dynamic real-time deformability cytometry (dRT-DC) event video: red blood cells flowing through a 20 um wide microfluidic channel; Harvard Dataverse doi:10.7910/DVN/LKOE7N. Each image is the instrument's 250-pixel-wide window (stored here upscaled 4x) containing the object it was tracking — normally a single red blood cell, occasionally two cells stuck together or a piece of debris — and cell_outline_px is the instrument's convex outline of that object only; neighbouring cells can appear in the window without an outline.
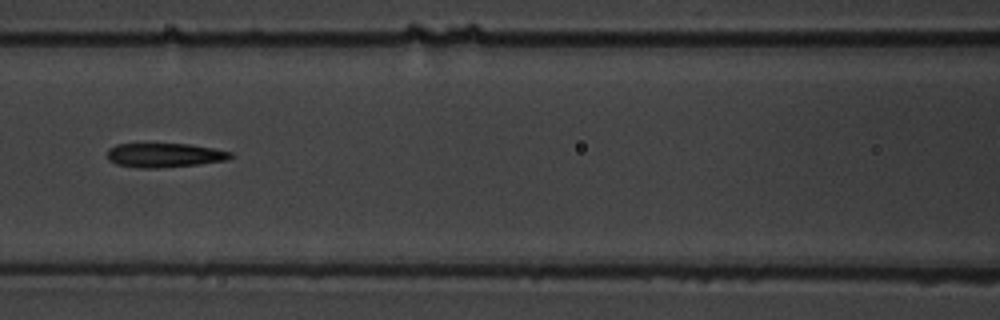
{"species": "common noctule bat (a hibernating species)", "species_latin": "Nyctalus noctula", "temperature_condition": "warm", "stored_images_in_passage": 15, "camera_frame_rate_fps": 3000, "um_per_image_px": 0.085, "animal": {"sex": "male", "body_mass_g": 19.5, "forearm_length_mm": 54.6}, "frame": {"image": 1, "passage_image": 7, "time_ms": 8.0, "image_size_px": [1000, 320], "cell_outline_px": [[236, 156], [228, 160], [200, 164], [160, 168], [140, 168], [116, 164], [108, 160], [108, 148], [116, 144], [188, 144], [212, 148], [232, 152]], "centroid_in_image_um": [14.01, 13.2], "position_along_channel_um": 152.6, "area_um2": 17.51}}
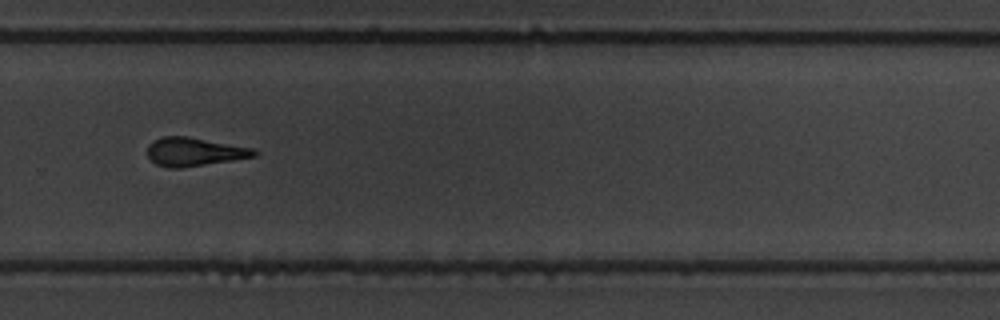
{"frame": {"image": 2, "passage_image": 11, "time_ms": 12.667, "image_size_px": [1000, 320], "cell_outline_px": [[260, 152], [256, 156], [232, 160], [180, 168], [168, 168], [156, 164], [148, 156], [148, 144], [152, 140], [164, 136], [188, 136], [252, 148]], "centroid_in_image_um": [16.5, 12.89], "position_along_channel_um": 313.3, "area_um2": 17.69}}
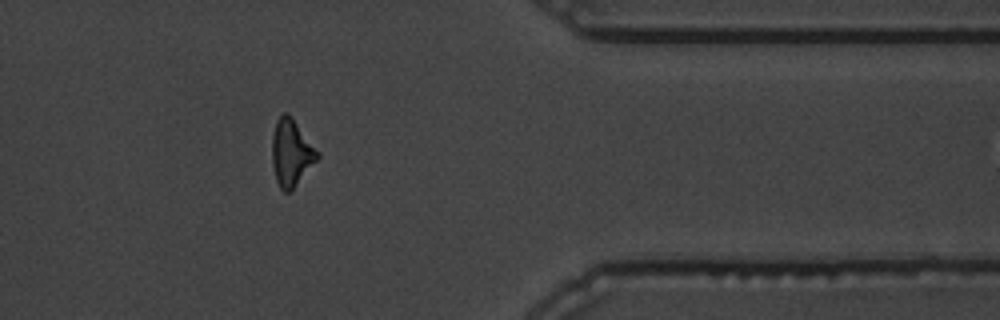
{"frame": {"image": 3, "passage_image": 13, "time_ms": 15.333, "image_size_px": [1000, 320], "cell_outline_px": [[320, 156], [296, 184], [288, 192], [284, 192], [280, 188], [276, 180], [272, 164], [272, 136], [276, 120], [284, 112], [288, 112], [292, 116], [320, 152]], "centroid_in_image_um": [24.76, 12.93], "position_along_channel_um": 386.6, "area_um2": 17.63}, "authors_computed_cell_mechanics": {"area_um2": 18.207, "velocity_mm_per_s": 3.4609, "shape_relaxation_time_tau1_ms": null, "shape_relaxation_time_tau2_ms": 5.6678, "deformation_change_tau1": null, "deformation_change_tau2": 0.1736}}